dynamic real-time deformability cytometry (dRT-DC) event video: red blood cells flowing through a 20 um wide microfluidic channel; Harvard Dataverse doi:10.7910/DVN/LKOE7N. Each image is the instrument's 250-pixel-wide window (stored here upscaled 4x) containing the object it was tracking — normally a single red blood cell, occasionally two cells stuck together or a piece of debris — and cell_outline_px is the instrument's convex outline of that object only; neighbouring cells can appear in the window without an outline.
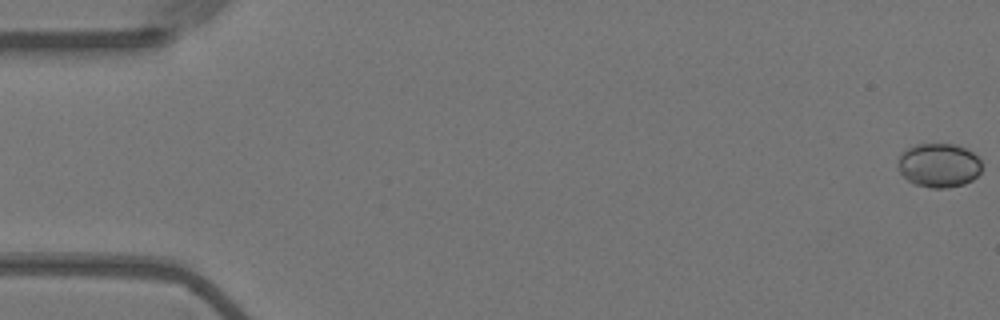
{"species": "Egyptian fruit bat (a non-hibernating species)", "species_latin": "Rousettus aegyptiacus", "temperature_condition": "warm", "stored_images_in_passage": 9, "camera_frame_rate_fps": 3000, "um_per_image_px": 0.085, "animal": {"sex": "female"}, "frame": {"image": 1, "passage_image": 1, "time_ms": 0.0, "image_size_px": [1000, 320], "cell_outline_px": [[980, 172], [972, 180], [964, 184], [948, 188], [932, 188], [916, 184], [908, 180], [900, 172], [896, 164], [900, 152], [916, 144], [956, 144], [972, 152], [980, 160]], "centroid_in_image_um": [79.77, 14.04], "position_along_channel_um": 5.2, "area_um2": 21.56}}